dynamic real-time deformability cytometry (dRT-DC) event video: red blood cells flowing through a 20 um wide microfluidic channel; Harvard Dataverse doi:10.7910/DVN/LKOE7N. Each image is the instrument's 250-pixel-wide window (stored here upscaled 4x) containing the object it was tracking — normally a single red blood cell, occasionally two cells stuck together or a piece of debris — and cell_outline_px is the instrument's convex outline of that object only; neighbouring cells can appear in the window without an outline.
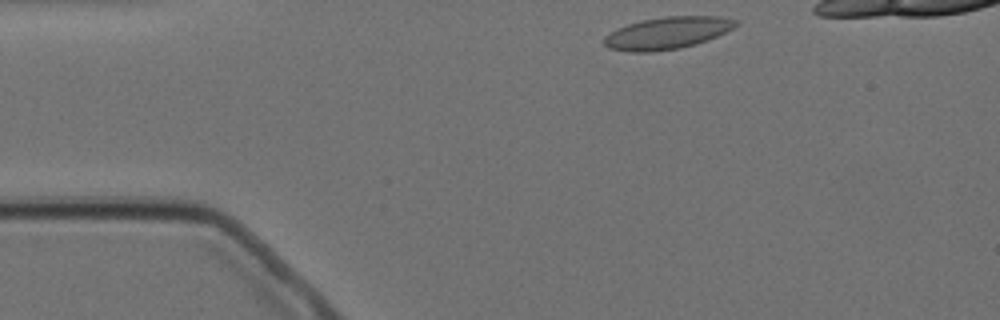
{"species": "Egyptian fruit bat (a non-hibernating species)", "species_latin": "Rousettus aegyptiacus", "temperature_condition": "cold", "stored_images_in_passage": 2, "camera_frame_rate_fps": 3000, "um_per_image_px": 0.085, "animal": {"sex": "female"}, "frame": {"image": 1, "passage_image": 1, "time_ms": 0.0, "image_size_px": [1000, 320], "cell_outline_px": [[740, 24], [716, 36], [696, 44], [680, 48], [652, 52], [632, 52], [608, 48], [604, 44], [604, 36], [616, 28], [640, 20], [664, 16], [720, 16], [740, 20]], "centroid_in_image_um": [56.72, 2.79], "position_along_channel_um": 28.3, "area_um2": 24.8}}